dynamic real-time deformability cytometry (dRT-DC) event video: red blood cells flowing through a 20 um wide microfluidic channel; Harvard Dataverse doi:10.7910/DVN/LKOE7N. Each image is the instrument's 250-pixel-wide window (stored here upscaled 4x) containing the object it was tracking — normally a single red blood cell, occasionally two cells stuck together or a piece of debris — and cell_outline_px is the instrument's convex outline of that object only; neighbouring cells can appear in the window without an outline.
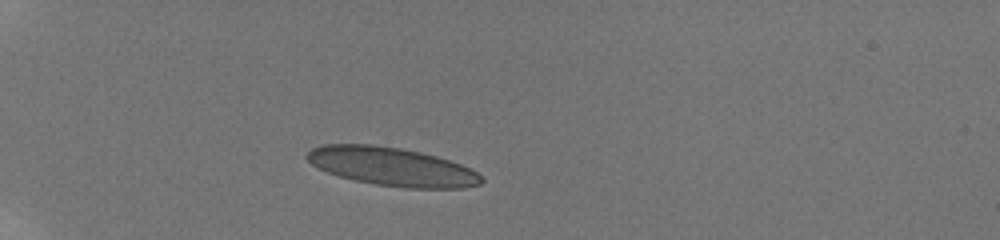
{"species": "human", "species_latin": "Homo sapiens", "temperature_condition": "room temperature", "stored_images_in_passage": 39, "camera_frame_rate_fps": 3000, "um_per_image_px": 0.085, "donor": {"sex": "male"}, "frame": {"image": 1, "passage_image": 1, "time_ms": 0.0, "image_size_px": [1000, 240], "cell_outline_px": [[484, 180], [480, 184], [464, 188], [408, 188], [376, 184], [356, 180], [340, 176], [328, 172], [312, 164], [304, 156], [312, 148], [324, 144], [372, 144], [400, 148], [420, 152], [436, 156], [460, 164], [476, 172]], "centroid_in_image_um": [33.3, 14.16], "position_along_channel_um": 51.7, "area_um2": 38.73}}
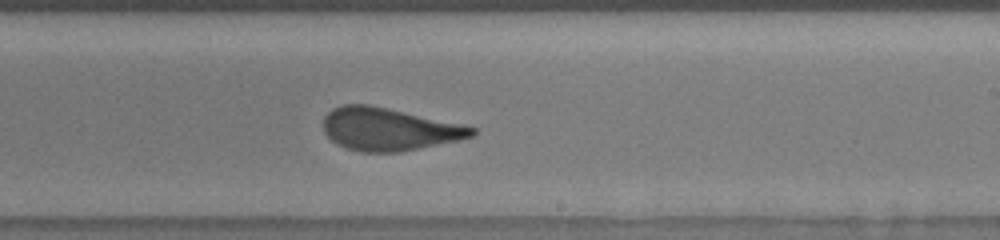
{"frame": {"image": 2, "passage_image": 16, "time_ms": 6.333, "image_size_px": [1000, 240], "cell_outline_px": [[476, 132], [472, 136], [460, 140], [400, 152], [364, 152], [348, 148], [332, 140], [324, 132], [324, 116], [332, 108], [344, 104], [368, 104], [464, 124], [476, 128]], "centroid_in_image_um": [33.08, 10.97], "position_along_channel_um": 255.9, "area_um2": 36.82}}
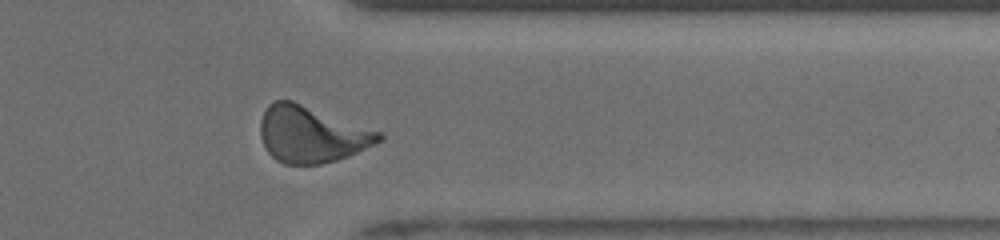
{"frame": {"image": 3, "passage_image": 29, "time_ms": 9.667, "image_size_px": [1000, 240], "cell_outline_px": [[384, 136], [380, 140], [348, 156], [336, 160], [320, 164], [284, 164], [276, 160], [268, 152], [260, 136], [260, 120], [268, 104], [276, 100], [292, 100], [380, 132]], "centroid_in_image_um": [26.42, 11.42], "position_along_channel_um": 385.0, "area_um2": 38.44}, "authors_computed_cell_mechanics": {"area_um2": 36.8764, "velocity_mm_per_s": 3.8869, "shape_relaxation_time_tau1_ms": 5.6945, "shape_relaxation_time_tau2_ms": 0.6276, "deformation_change_tau1": 0.1743, "deformation_change_tau2": 0.0671}}